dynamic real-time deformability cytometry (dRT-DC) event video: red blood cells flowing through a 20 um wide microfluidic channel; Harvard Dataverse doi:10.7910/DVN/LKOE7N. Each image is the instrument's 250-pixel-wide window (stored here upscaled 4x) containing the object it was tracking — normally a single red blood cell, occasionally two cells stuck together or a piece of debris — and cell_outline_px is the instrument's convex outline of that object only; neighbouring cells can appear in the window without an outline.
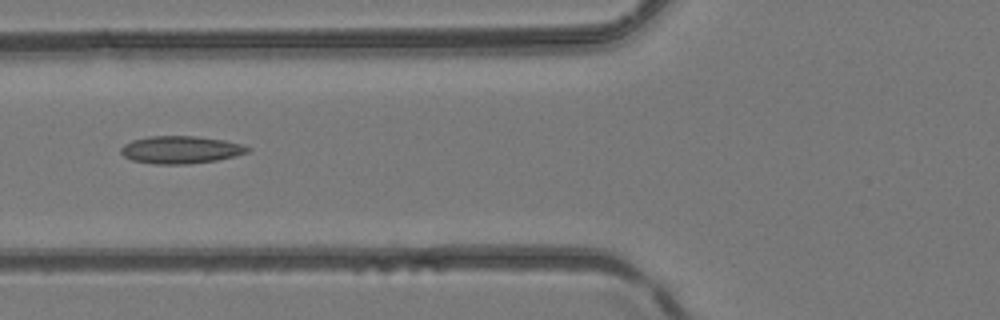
{"species": "common noctule bat (a hibernating species)", "species_latin": "Nyctalus noctula", "temperature_condition": "room temperature", "stored_images_in_passage": 3, "camera_frame_rate_fps": 3000, "um_per_image_px": 0.085, "animal": {"sex": "female", "body_mass_g": 24.6, "forearm_length_mm": 56.2}, "frame": {"image": 1, "passage_image": 3, "time_ms": 0.667, "image_size_px": [1000, 320], "cell_outline_px": [[252, 148], [248, 152], [236, 156], [216, 160], [188, 164], [156, 164], [132, 160], [124, 156], [120, 152], [120, 148], [124, 144], [132, 140], [148, 136], [196, 136], [224, 140], [244, 144]], "centroid_in_image_um": [15.38, 12.72], "position_along_channel_um": 110.4, "area_um2": 20.46}}